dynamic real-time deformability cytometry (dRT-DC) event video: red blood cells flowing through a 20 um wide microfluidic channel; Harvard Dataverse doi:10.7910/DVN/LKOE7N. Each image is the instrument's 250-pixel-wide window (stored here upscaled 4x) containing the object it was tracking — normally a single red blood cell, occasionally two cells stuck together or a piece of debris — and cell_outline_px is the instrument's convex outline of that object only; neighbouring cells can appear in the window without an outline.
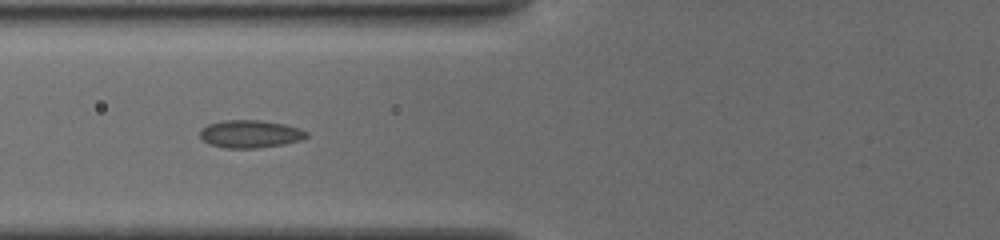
{"species": "common noctule bat (a hibernating species)", "species_latin": "Nyctalus noctula", "temperature_condition": "cold", "stored_images_in_passage": 14, "camera_frame_rate_fps": 3000, "um_per_image_px": 0.085, "animal": {"sex": "female", "body_mass_g": 19.5, "forearm_length_mm": 54.1}, "frame": {"image": 1, "passage_image": 10, "time_ms": 4.0, "image_size_px": [1000, 240], "cell_outline_px": [[308, 136], [304, 140], [284, 144], [256, 148], [228, 148], [208, 144], [200, 136], [200, 128], [208, 124], [224, 120], [260, 120], [284, 124], [300, 128], [308, 132]], "centroid_in_image_um": [21.29, 11.38], "position_along_channel_um": 104.5, "area_um2": 17.34}}
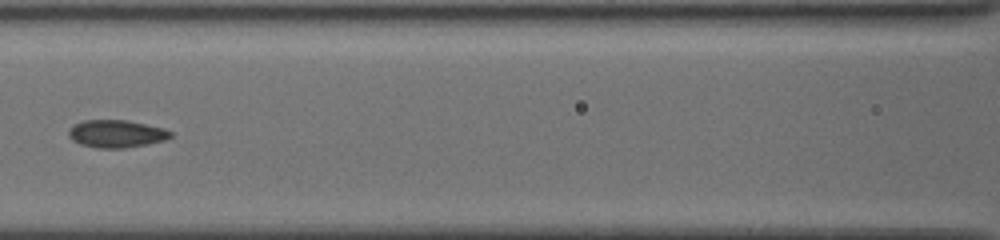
{"frame": {"image": 2, "passage_image": 12, "time_ms": 5.333, "image_size_px": [1000, 240], "cell_outline_px": [[172, 136], [164, 140], [148, 144], [124, 148], [96, 148], [80, 144], [72, 140], [68, 136], [68, 132], [76, 124], [84, 120], [128, 120], [164, 128], [172, 132]], "centroid_in_image_um": [9.91, 11.37], "position_along_channel_um": 156.7, "area_um2": 16.36}}
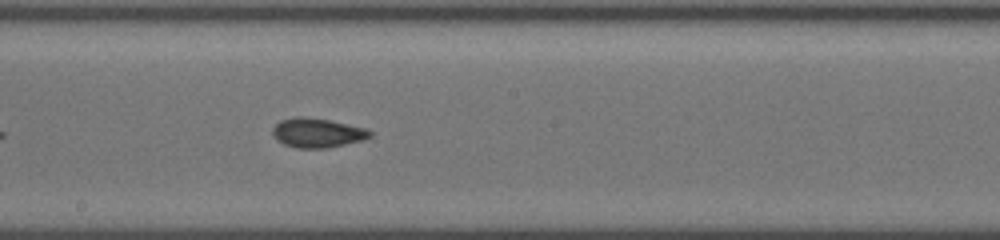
{"frame": {"image": 3, "passage_image": 14, "time_ms": 7.0, "image_size_px": [1000, 240], "cell_outline_px": [[372, 136], [364, 140], [328, 148], [296, 148], [284, 144], [276, 140], [272, 136], [272, 128], [280, 120], [296, 116], [328, 120], [368, 128], [372, 132]], "centroid_in_image_um": [26.97, 11.3], "position_along_channel_um": 221.2, "area_um2": 16.82}}